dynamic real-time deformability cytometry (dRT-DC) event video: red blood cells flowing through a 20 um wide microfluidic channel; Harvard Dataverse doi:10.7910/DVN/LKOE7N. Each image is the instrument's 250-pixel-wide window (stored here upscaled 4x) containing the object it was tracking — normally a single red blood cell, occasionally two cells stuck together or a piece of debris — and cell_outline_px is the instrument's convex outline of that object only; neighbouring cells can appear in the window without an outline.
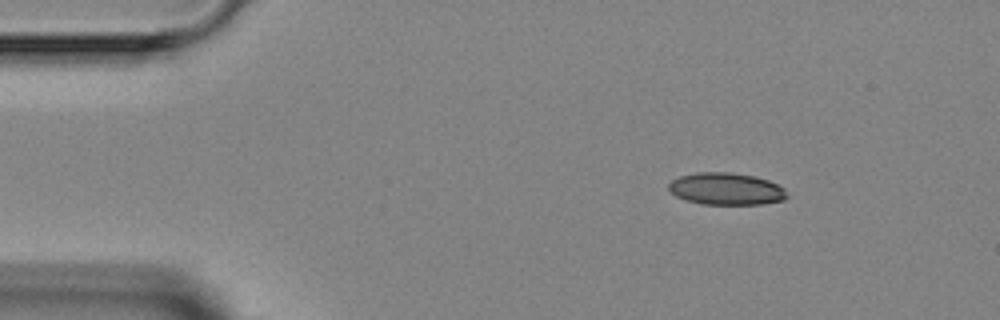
{"species": "Egyptian fruit bat (a non-hibernating species)", "species_latin": "Rousettus aegyptiacus", "temperature_condition": "room temperature", "stored_images_in_passage": 4, "camera_frame_rate_fps": 3000, "um_per_image_px": 0.085, "animal": {"sex": "female"}, "frame": {"image": 1, "passage_image": 1, "time_ms": 0.0, "image_size_px": [1000, 320], "cell_outline_px": [[788, 196], [784, 200], [760, 204], [704, 204], [684, 200], [676, 196], [668, 188], [668, 184], [672, 180], [680, 176], [700, 172], [732, 172], [752, 176], [768, 180], [784, 188]], "centroid_in_image_um": [61.72, 16.05], "position_along_channel_um": 23.3, "area_um2": 22.02}}